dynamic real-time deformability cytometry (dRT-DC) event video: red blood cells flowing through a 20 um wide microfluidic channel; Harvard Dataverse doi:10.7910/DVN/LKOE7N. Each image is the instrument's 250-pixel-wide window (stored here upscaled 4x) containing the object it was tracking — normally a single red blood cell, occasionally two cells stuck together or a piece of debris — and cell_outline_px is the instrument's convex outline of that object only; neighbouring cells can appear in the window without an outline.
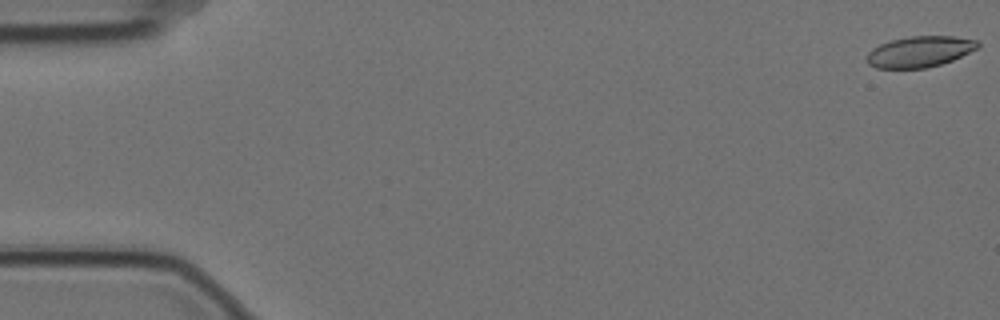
{"species": "Egyptian fruit bat (a non-hibernating species)", "species_latin": "Rousettus aegyptiacus", "temperature_condition": "cold", "stored_images_in_passage": 8, "camera_frame_rate_fps": 3000, "um_per_image_px": 0.085, "animal": {"sex": "female"}, "frame": {"image": 1, "passage_image": 1, "time_ms": 0.0, "image_size_px": [1000, 320], "cell_outline_px": [[980, 48], [952, 60], [940, 64], [924, 68], [876, 68], [868, 64], [864, 60], [868, 52], [872, 48], [880, 44], [892, 40], [908, 36], [956, 36], [980, 40]], "centroid_in_image_um": [78.19, 4.38], "position_along_channel_um": 6.8, "area_um2": 20.29}}
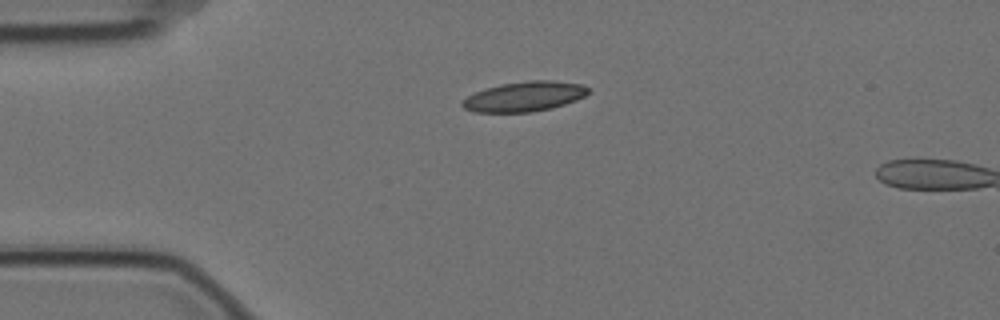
{"frame": {"image": 2, "passage_image": 6, "time_ms": 1.667, "image_size_px": [1000, 320], "cell_outline_px": [[588, 92], [584, 96], [576, 100], [552, 108], [532, 112], [472, 112], [464, 108], [460, 104], [460, 100], [476, 92], [500, 84], [528, 80], [552, 80], [580, 84], [588, 88]], "centroid_in_image_um": [44.54, 8.21], "position_along_channel_um": 40.5, "area_um2": 21.91}}
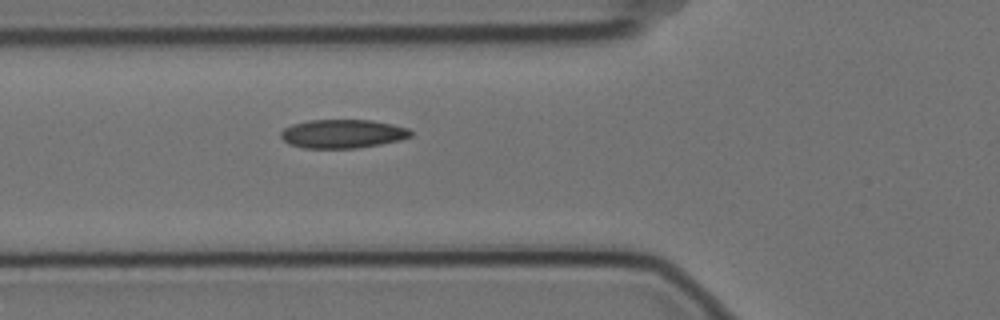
{"frame": {"image": 3, "passage_image": 8, "time_ms": 2.333, "image_size_px": [1000, 320], "cell_outline_px": [[412, 136], [400, 140], [380, 144], [356, 148], [304, 148], [288, 144], [280, 136], [280, 132], [284, 128], [292, 124], [308, 120], [372, 120], [392, 124], [408, 128], [412, 132]], "centroid_in_image_um": [29.11, 11.37], "position_along_channel_um": 96.7, "area_um2": 21.79}}